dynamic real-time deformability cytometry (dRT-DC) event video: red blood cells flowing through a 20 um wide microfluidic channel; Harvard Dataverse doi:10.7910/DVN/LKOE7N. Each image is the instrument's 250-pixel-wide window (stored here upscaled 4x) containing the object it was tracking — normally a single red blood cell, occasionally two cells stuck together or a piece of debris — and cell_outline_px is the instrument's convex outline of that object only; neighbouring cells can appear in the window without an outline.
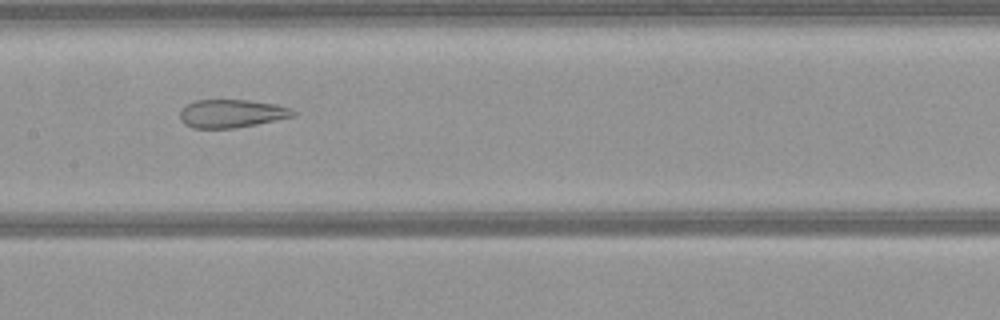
{"species": "common noctule bat (a hibernating species)", "species_latin": "Nyctalus noctula", "temperature_condition": "warm", "stored_images_in_passage": 46, "camera_frame_rate_fps": 3000, "um_per_image_px": 0.085, "animal": {"sex": "female", "body_mass_g": 21.9}, "frame": {"image": 1, "passage_image": 19, "time_ms": 6.0, "image_size_px": [1000, 320], "cell_outline_px": [[296, 116], [236, 128], [192, 128], [184, 124], [180, 120], [180, 112], [184, 104], [196, 100], [248, 100], [276, 104], [292, 108], [296, 112]], "centroid_in_image_um": [19.68, 9.65], "position_along_channel_um": 187.7, "area_um2": 18.79}}
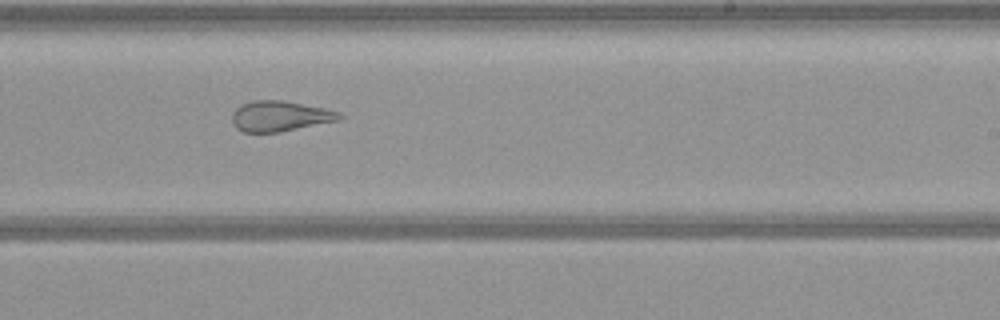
{"frame": {"image": 2, "passage_image": 25, "time_ms": 8.0, "image_size_px": [1000, 320], "cell_outline_px": [[344, 116], [340, 120], [280, 132], [244, 132], [236, 128], [232, 124], [232, 112], [236, 108], [244, 104], [256, 100], [280, 100], [324, 108], [340, 112]], "centroid_in_image_um": [23.8, 9.88], "position_along_channel_um": 265.2, "area_um2": 18.96}}
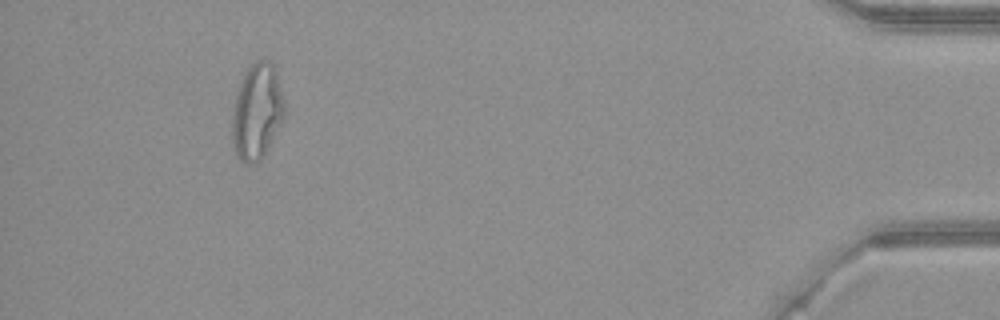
{"frame": {"image": 3, "passage_image": 42, "time_ms": 13.667, "image_size_px": [1000, 320], "cell_outline_px": [[284, 116], [264, 156], [260, 160], [252, 164], [248, 164], [240, 160], [232, 144], [232, 112], [236, 92], [244, 72], [256, 60], [268, 60], [276, 68], [284, 100]], "centroid_in_image_um": [21.83, 9.47], "position_along_channel_um": 413.4, "area_um2": 29.3}}